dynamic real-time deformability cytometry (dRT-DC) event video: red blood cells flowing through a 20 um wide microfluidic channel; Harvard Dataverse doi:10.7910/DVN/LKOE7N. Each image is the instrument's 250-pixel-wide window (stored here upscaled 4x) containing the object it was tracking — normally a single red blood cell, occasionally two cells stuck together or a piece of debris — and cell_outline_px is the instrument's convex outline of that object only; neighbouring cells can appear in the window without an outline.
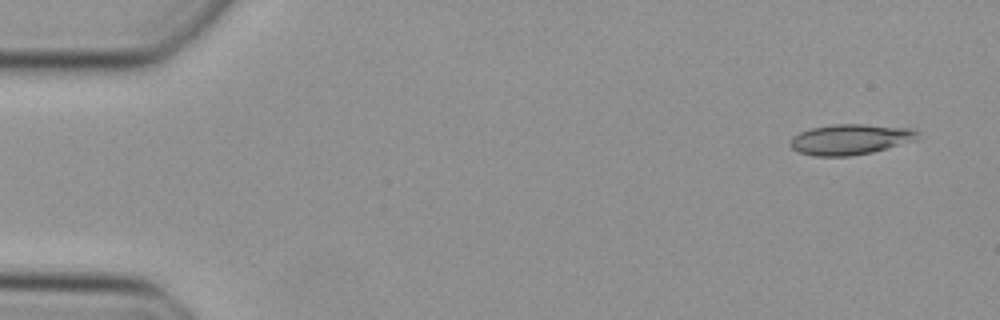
{"species": "Egyptian fruit bat (a non-hibernating species)", "species_latin": "Rousettus aegyptiacus", "temperature_condition": "cold", "stored_images_in_passage": 12, "camera_frame_rate_fps": 3000, "um_per_image_px": 0.085, "animal": {"sex": "female"}, "frame": {"image": 1, "passage_image": 1, "time_ms": 0.0, "image_size_px": [1000, 320], "cell_outline_px": [[916, 132], [912, 140], [872, 152], [848, 156], [816, 156], [800, 152], [792, 148], [788, 144], [792, 136], [800, 132], [812, 128], [832, 124], [864, 124], [912, 128]], "centroid_in_image_um": [72.17, 11.84], "position_along_channel_um": 12.8, "area_um2": 22.2}}